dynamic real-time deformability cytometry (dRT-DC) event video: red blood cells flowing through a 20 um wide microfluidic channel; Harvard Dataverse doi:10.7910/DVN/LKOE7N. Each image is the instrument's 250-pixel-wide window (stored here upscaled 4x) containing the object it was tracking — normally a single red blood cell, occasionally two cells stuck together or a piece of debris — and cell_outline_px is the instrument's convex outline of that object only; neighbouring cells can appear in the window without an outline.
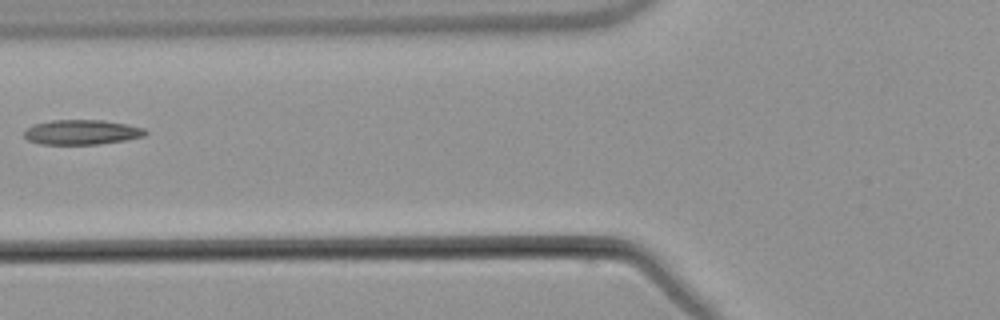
{"species": "common noctule bat (a hibernating species)", "species_latin": "Nyctalus noctula", "temperature_condition": "warm", "stored_images_in_passage": 4, "camera_frame_rate_fps": 3000, "um_per_image_px": 0.085, "animal": {"sex": "male", "body_mass_g": 21.5, "forearm_length_mm": 52.0}, "frame": {"image": 1, "passage_image": 3, "time_ms": 2.333, "image_size_px": [1000, 320], "cell_outline_px": [[148, 132], [144, 136], [124, 140], [96, 144], [40, 144], [28, 140], [24, 136], [24, 132], [32, 124], [52, 120], [104, 120], [128, 124], [144, 128]], "centroid_in_image_um": [6.94, 11.23], "position_along_channel_um": 118.9, "area_um2": 17.51}}
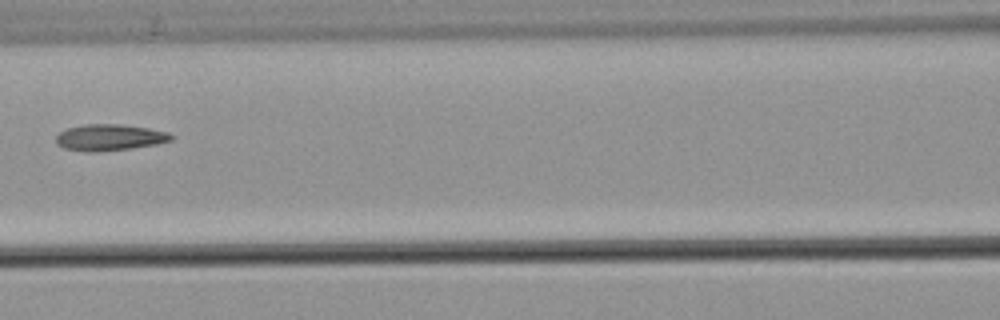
{"frame": {"image": 2, "passage_image": 4, "time_ms": 3.333, "image_size_px": [1000, 320], "cell_outline_px": [[176, 136], [172, 140], [156, 144], [128, 148], [96, 152], [88, 152], [64, 148], [56, 144], [56, 136], [60, 132], [68, 128], [84, 124], [120, 124], [148, 128], [168, 132]], "centroid_in_image_um": [9.31, 11.68], "position_along_channel_um": 157.3, "area_um2": 17.63}}